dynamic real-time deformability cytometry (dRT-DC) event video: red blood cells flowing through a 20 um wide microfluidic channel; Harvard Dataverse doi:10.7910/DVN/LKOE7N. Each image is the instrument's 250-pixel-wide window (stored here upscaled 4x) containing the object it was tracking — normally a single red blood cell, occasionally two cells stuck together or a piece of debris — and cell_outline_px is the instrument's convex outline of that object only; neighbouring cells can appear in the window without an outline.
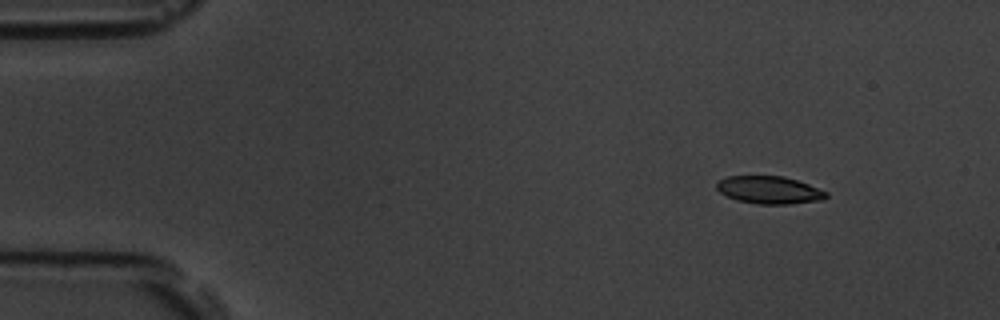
{"species": "common noctule bat (a hibernating species)", "species_latin": "Nyctalus noctula", "temperature_condition": "room temperature", "stored_images_in_passage": 3, "camera_frame_rate_fps": 3000, "um_per_image_px": 0.085, "animal": {"sex": "male", "body_mass_g": 19.5, "forearm_length_mm": 54.6}, "frame": {"image": 1, "passage_image": 1, "time_ms": 0.0, "image_size_px": [1000, 320], "cell_outline_px": [[828, 196], [824, 200], [788, 204], [756, 204], [736, 200], [720, 192], [716, 188], [716, 184], [720, 180], [728, 176], [784, 176], [808, 184], [828, 192]], "centroid_in_image_um": [65.41, 16.15], "position_along_channel_um": 19.6, "area_um2": 17.63}}
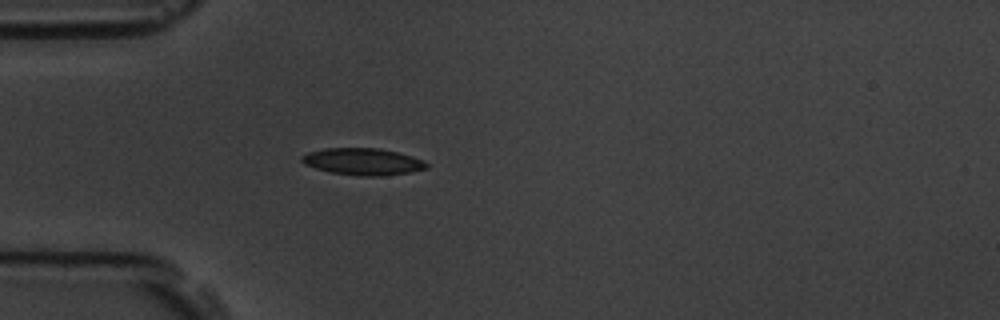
{"frame": {"image": 2, "passage_image": 3, "time_ms": 3.333, "image_size_px": [1000, 320], "cell_outline_px": [[428, 168], [412, 172], [380, 176], [360, 176], [332, 172], [316, 168], [304, 164], [300, 160], [300, 156], [308, 152], [324, 148], [376, 148], [396, 152], [412, 156], [424, 160], [428, 164]], "centroid_in_image_um": [30.84, 13.73], "position_along_channel_um": 54.2, "area_um2": 19.54}}